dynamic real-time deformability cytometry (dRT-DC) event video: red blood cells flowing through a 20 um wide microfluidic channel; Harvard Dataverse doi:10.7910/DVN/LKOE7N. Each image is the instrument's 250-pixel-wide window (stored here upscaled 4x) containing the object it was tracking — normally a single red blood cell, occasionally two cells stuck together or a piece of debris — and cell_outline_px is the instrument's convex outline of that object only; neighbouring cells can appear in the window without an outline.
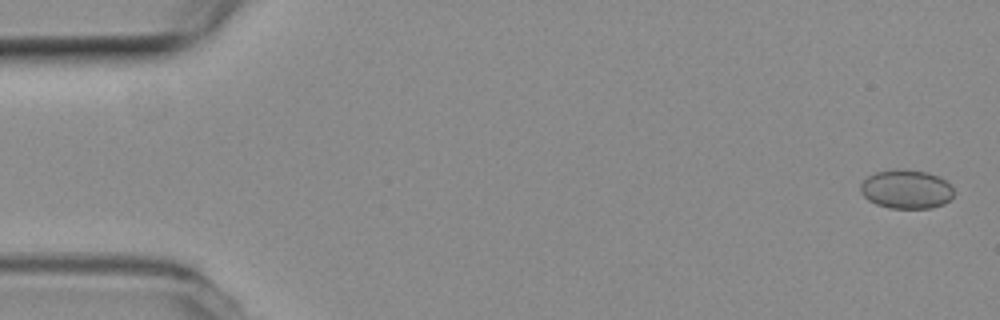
{"species": "common noctule bat (a hibernating species)", "species_latin": "Nyctalus noctula", "temperature_condition": "room temperature", "stored_images_in_passage": 51, "camera_frame_rate_fps": 3000, "um_per_image_px": 0.085, "animal": {"sex": "female", "body_mass_g": 19.3, "forearm_length_mm": 54.1}, "frame": {"image": 1, "passage_image": 2, "time_ms": 0.333, "image_size_px": [1000, 320], "cell_outline_px": [[952, 196], [944, 204], [932, 208], [888, 208], [876, 204], [868, 200], [860, 192], [860, 184], [868, 176], [876, 172], [896, 168], [900, 168], [928, 172], [944, 180], [952, 188]], "centroid_in_image_um": [76.99, 16.08], "position_along_channel_um": 8.0, "area_um2": 21.15}}
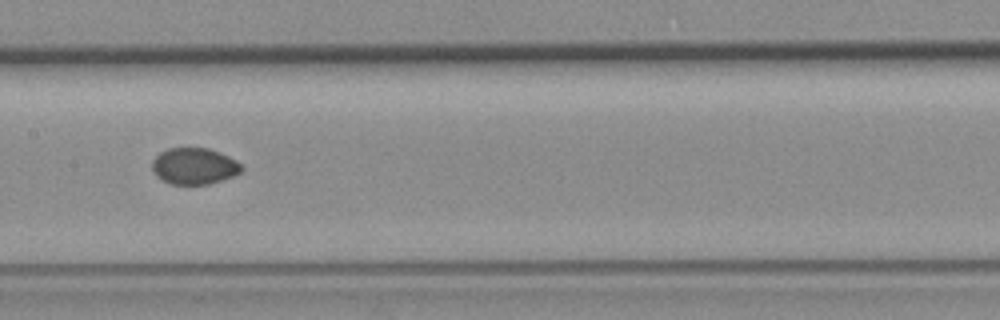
{"frame": {"image": 2, "passage_image": 27, "time_ms": 8.667, "image_size_px": [1000, 320], "cell_outline_px": [[244, 168], [240, 172], [232, 176], [208, 184], [172, 184], [156, 176], [152, 168], [152, 160], [160, 152], [168, 148], [208, 148], [220, 152], [236, 160]], "centroid_in_image_um": [16.5, 14.11], "position_along_channel_um": 190.9, "area_um2": 18.84}}
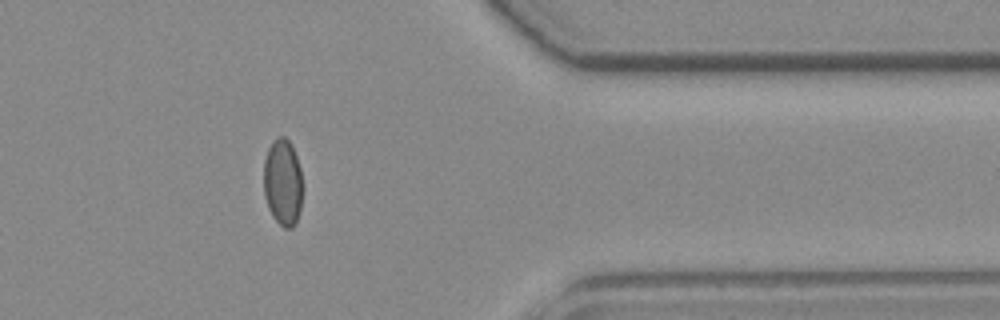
{"frame": {"image": 3, "passage_image": 44, "time_ms": 14.333, "image_size_px": [1000, 320], "cell_outline_px": [[300, 212], [296, 224], [292, 228], [284, 228], [272, 216], [268, 208], [264, 196], [264, 160], [268, 148], [272, 140], [276, 136], [284, 136], [288, 140], [296, 156], [300, 168]], "centroid_in_image_um": [24.0, 15.5], "position_along_channel_um": 387.4, "area_um2": 19.54}}